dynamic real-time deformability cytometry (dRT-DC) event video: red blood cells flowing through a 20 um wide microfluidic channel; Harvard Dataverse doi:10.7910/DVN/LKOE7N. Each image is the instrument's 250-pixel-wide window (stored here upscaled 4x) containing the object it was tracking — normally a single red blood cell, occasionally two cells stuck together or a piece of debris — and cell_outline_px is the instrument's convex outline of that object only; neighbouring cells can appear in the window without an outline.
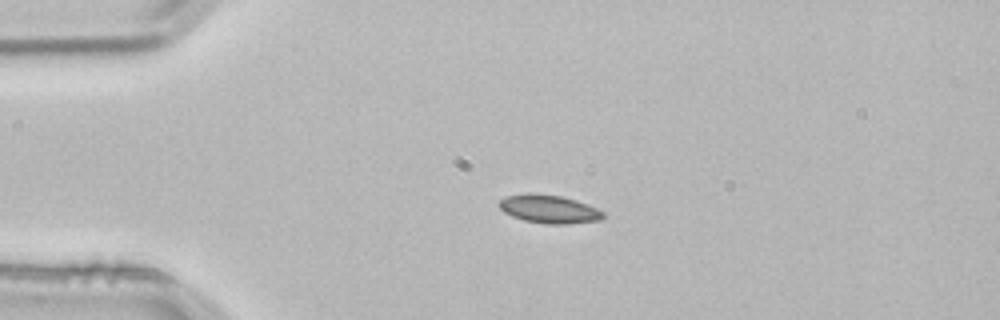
{"species": "common noctule bat (a hibernating species)", "species_latin": "Nyctalus noctula", "temperature_condition": "room temperature", "stored_images_in_passage": 3, "camera_frame_rate_fps": 3000, "um_per_image_px": 0.085, "animal": {"sex": "male", "body_mass_g": 21.5, "forearm_length_mm": 52.0}, "frame": {"image": 1, "passage_image": 2, "time_ms": 0.333, "image_size_px": [1000, 320], "cell_outline_px": [[604, 216], [600, 220], [564, 224], [544, 224], [524, 220], [512, 216], [504, 212], [496, 204], [500, 200], [508, 196], [528, 192], [560, 196], [576, 200], [596, 208], [604, 212]], "centroid_in_image_um": [46.63, 17.77], "position_along_channel_um": 38.4, "area_um2": 17.11}}
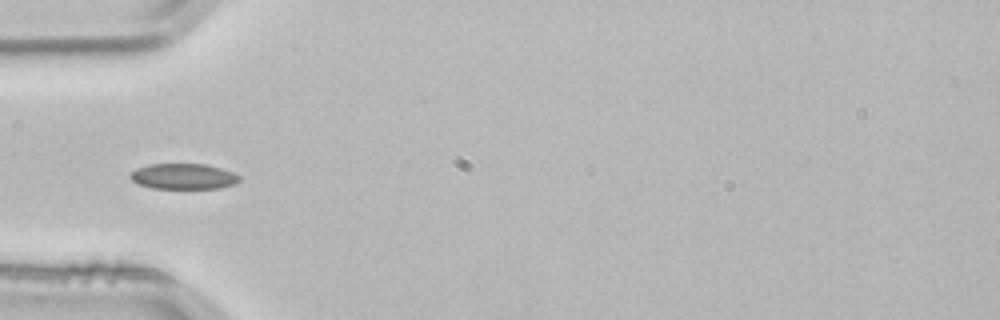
{"frame": {"image": 2, "passage_image": 3, "time_ms": 0.667, "image_size_px": [1000, 320], "cell_outline_px": [[240, 180], [236, 184], [220, 188], [152, 188], [136, 184], [128, 176], [136, 168], [148, 164], [204, 164], [220, 168], [232, 172], [240, 176]], "centroid_in_image_um": [15.57, 14.99], "position_along_channel_um": 69.4, "area_um2": 16.36}}